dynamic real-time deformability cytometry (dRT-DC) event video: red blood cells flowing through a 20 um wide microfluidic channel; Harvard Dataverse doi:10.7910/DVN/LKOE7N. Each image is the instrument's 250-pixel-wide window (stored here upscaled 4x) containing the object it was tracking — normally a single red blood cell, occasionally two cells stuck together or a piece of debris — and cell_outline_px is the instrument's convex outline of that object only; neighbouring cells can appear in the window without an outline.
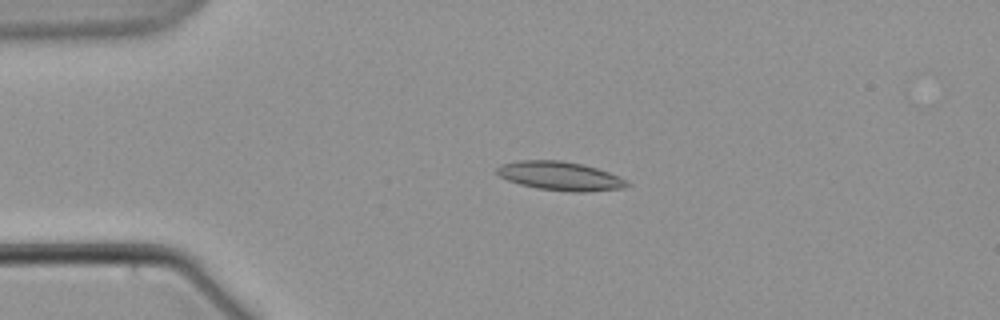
{"species": "common noctule bat (a hibernating species)", "species_latin": "Nyctalus noctula", "temperature_condition": "warm", "stored_images_in_passage": 6, "camera_frame_rate_fps": 3000, "um_per_image_px": 0.085, "animal": {"sex": "male", "body_mass_g": 21.5, "forearm_length_mm": 52.0}, "frame": {"image": 1, "passage_image": 2, "time_ms": 1.333, "image_size_px": [1000, 320], "cell_outline_px": [[632, 184], [624, 188], [584, 192], [572, 192], [536, 188], [520, 184], [508, 180], [500, 176], [496, 172], [496, 168], [500, 164], [516, 160], [560, 160], [584, 164], [620, 176], [628, 180]], "centroid_in_image_um": [47.63, 14.95], "position_along_channel_um": 37.4, "area_um2": 22.08}}
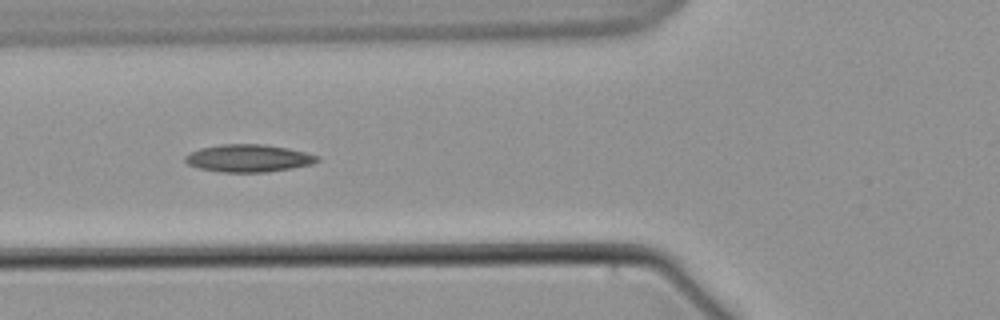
{"frame": {"image": 2, "passage_image": 4, "time_ms": 4.667, "image_size_px": [1000, 320], "cell_outline_px": [[320, 160], [312, 164], [292, 168], [268, 172], [220, 172], [200, 168], [188, 164], [184, 160], [184, 156], [200, 148], [220, 144], [264, 144], [288, 148], [320, 156]], "centroid_in_image_um": [21.14, 13.45], "position_along_channel_um": 104.7, "area_um2": 21.21}}